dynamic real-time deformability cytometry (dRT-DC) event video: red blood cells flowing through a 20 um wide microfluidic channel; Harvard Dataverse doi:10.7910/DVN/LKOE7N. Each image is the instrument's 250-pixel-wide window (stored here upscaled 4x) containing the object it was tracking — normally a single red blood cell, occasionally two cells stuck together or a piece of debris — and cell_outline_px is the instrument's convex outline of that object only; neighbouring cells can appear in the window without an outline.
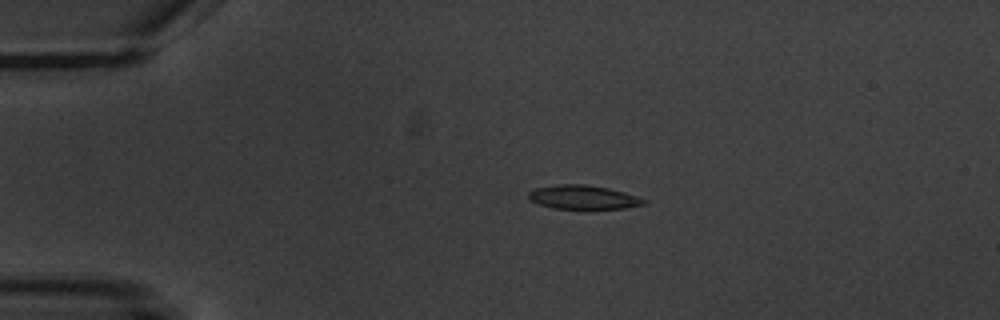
{"species": "common noctule bat (a hibernating species)", "species_latin": "Nyctalus noctula", "temperature_condition": "warm", "stored_images_in_passage": 7, "camera_frame_rate_fps": 3000, "um_per_image_px": 0.085, "animal": {"sex": "male", "body_mass_g": 20.1, "forearm_length_mm": 53.5}, "frame": {"image": 1, "passage_image": 3, "time_ms": 2.333, "image_size_px": [1000, 320], "cell_outline_px": [[648, 204], [624, 208], [552, 208], [540, 204], [532, 200], [528, 196], [528, 192], [536, 188], [556, 184], [584, 184], [608, 188], [624, 192], [648, 200]], "centroid_in_image_um": [49.61, 16.75], "position_along_channel_um": 35.4, "area_um2": 15.9}}
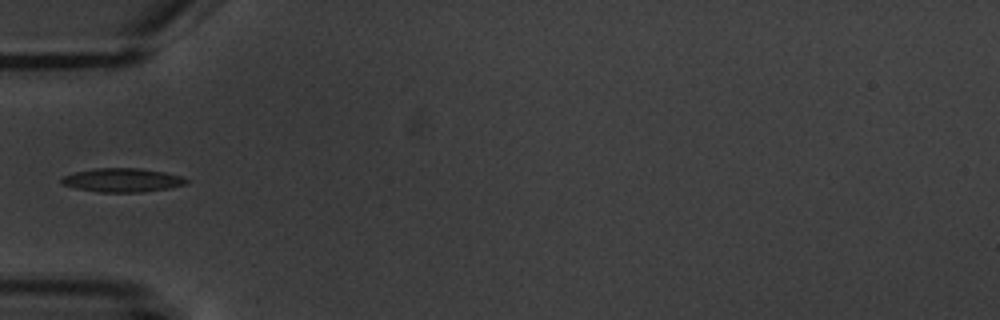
{"frame": {"image": 2, "passage_image": 5, "time_ms": 4.667, "image_size_px": [1000, 320], "cell_outline_px": [[188, 180], [184, 184], [168, 188], [140, 192], [100, 192], [76, 188], [64, 184], [60, 180], [64, 176], [76, 172], [96, 168], [140, 168], [164, 172], [180, 176]], "centroid_in_image_um": [10.39, 15.3], "position_along_channel_um": 74.6, "area_um2": 16.94}}